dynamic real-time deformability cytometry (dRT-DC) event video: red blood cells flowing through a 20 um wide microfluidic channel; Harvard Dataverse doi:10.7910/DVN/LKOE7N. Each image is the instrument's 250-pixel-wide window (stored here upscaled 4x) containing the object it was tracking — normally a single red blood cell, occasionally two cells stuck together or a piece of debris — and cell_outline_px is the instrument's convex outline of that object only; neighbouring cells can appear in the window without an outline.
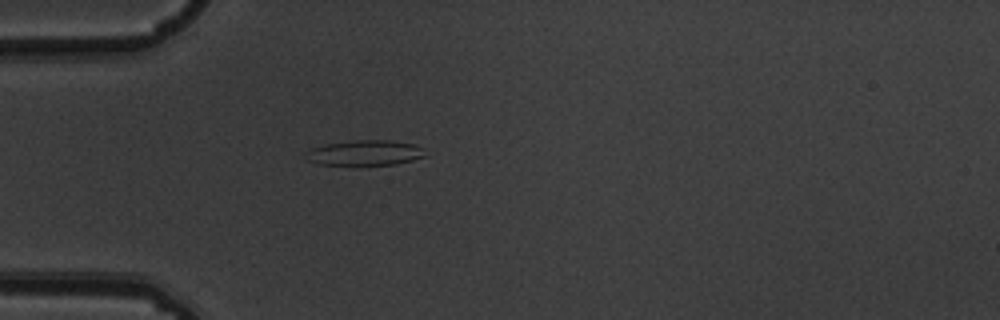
{"species": "common noctule bat (a hibernating species)", "species_latin": "Nyctalus noctula", "temperature_condition": "warm", "stored_images_in_passage": 4, "camera_frame_rate_fps": 3000, "um_per_image_px": 0.085, "animal": {"sex": "male", "body_mass_g": 19.5, "forearm_length_mm": 54.6}, "frame": {"image": 1, "passage_image": 4, "time_ms": 1.0, "image_size_px": [1000, 320], "cell_outline_px": [[428, 156], [396, 164], [320, 164], [304, 160], [304, 152], [312, 148], [328, 144], [356, 140], [388, 140], [416, 144], [424, 148]], "centroid_in_image_um": [31.05, 12.98], "position_along_channel_um": 54.0, "area_um2": 17.57}}